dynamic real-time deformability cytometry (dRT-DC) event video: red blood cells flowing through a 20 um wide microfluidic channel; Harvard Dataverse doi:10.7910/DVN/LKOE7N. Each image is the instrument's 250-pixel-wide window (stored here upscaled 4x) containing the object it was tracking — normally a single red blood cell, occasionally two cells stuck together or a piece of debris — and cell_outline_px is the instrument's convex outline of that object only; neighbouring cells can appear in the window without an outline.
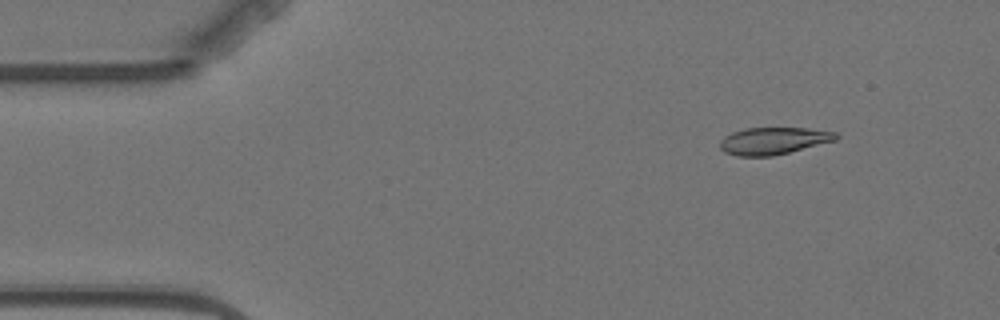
{"species": "Egyptian fruit bat (a non-hibernating species)", "species_latin": "Rousettus aegyptiacus", "temperature_condition": "warm", "stored_images_in_passage": 8, "camera_frame_rate_fps": 3000, "um_per_image_px": 0.085, "animal": {"sex": "female"}, "frame": {"image": 1, "passage_image": 2, "time_ms": 1.0, "image_size_px": [1000, 320], "cell_outline_px": [[840, 136], [836, 140], [772, 156], [736, 156], [724, 152], [720, 148], [720, 140], [724, 136], [732, 132], [744, 128], [808, 128], [836, 132]], "centroid_in_image_um": [65.72, 11.96], "position_along_channel_um": 19.3, "area_um2": 18.32}}
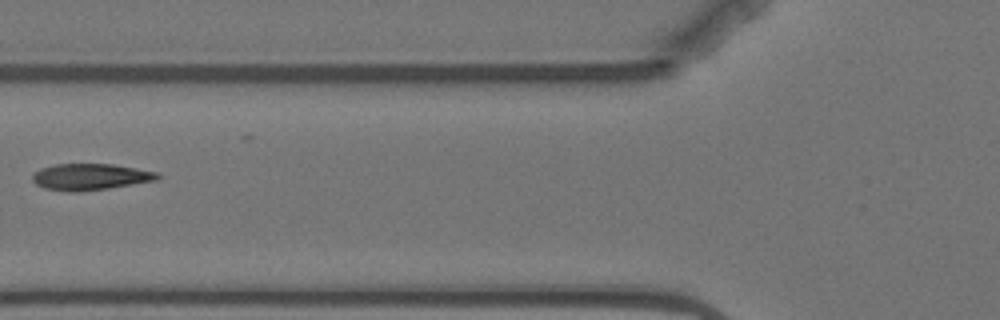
{"frame": {"image": 2, "passage_image": 6, "time_ms": 6.0, "image_size_px": [1000, 320], "cell_outline_px": [[160, 176], [156, 180], [108, 188], [80, 192], [68, 192], [44, 188], [36, 184], [32, 180], [32, 176], [40, 168], [56, 164], [112, 164], [160, 172]], "centroid_in_image_um": [7.67, 15.03], "position_along_channel_um": 118.1, "area_um2": 19.25}}
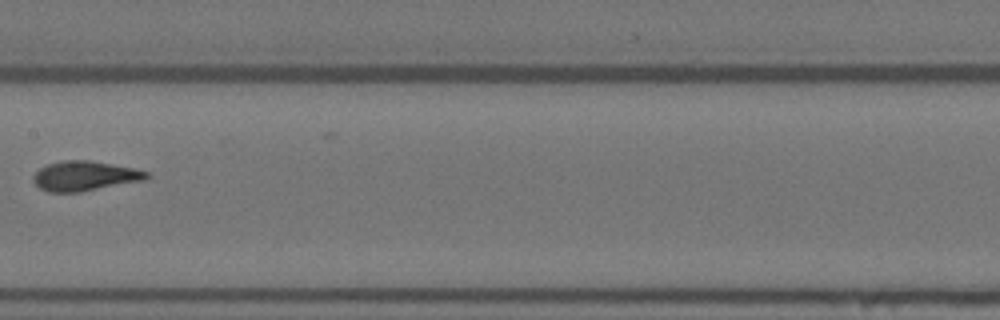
{"frame": {"image": 3, "passage_image": 8, "time_ms": 8.333, "image_size_px": [1000, 320], "cell_outline_px": [[152, 176], [148, 180], [80, 192], [48, 192], [40, 188], [32, 180], [32, 176], [40, 168], [48, 164], [60, 160], [88, 160], [132, 168], [148, 172]], "centroid_in_image_um": [7.22, 14.96], "position_along_channel_um": 200.2, "area_um2": 19.77}}